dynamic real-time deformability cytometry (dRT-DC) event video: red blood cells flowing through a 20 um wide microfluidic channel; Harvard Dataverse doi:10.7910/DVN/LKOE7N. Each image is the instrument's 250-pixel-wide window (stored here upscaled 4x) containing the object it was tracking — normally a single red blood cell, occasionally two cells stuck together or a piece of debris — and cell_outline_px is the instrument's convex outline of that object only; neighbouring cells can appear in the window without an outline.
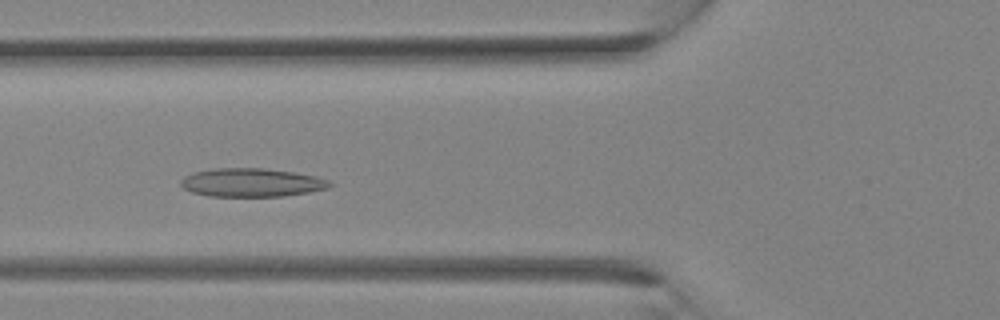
{"species": "Egyptian fruit bat (a non-hibernating species)", "species_latin": "Rousettus aegyptiacus", "temperature_condition": "room temperature", "stored_images_in_passage": 17, "camera_frame_rate_fps": 3000, "um_per_image_px": 0.085, "animal": {"sex": "female"}, "frame": {"image": 1, "passage_image": 9, "time_ms": 2.667, "image_size_px": [1000, 320], "cell_outline_px": [[336, 184], [328, 188], [308, 192], [284, 196], [208, 196], [192, 192], [184, 188], [180, 184], [180, 180], [184, 176], [192, 172], [212, 168], [264, 168], [292, 172], [316, 176], [328, 180]], "centroid_in_image_um": [21.38, 15.51], "position_along_channel_um": 104.4, "area_um2": 24.85}}
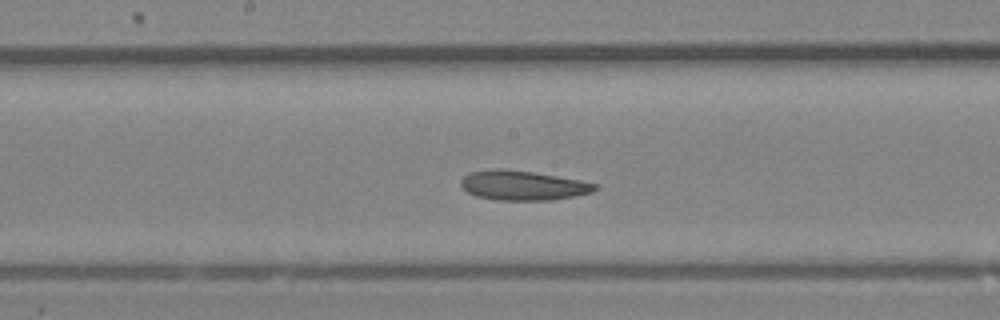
{"frame": {"image": 2, "passage_image": 14, "time_ms": 4.333, "image_size_px": [1000, 320], "cell_outline_px": [[600, 184], [592, 192], [552, 200], [496, 200], [476, 196], [468, 192], [460, 184], [460, 180], [468, 172], [496, 168], [532, 172], [580, 180]], "centroid_in_image_um": [44.42, 15.76], "position_along_channel_um": 203.8, "area_um2": 23.0}}
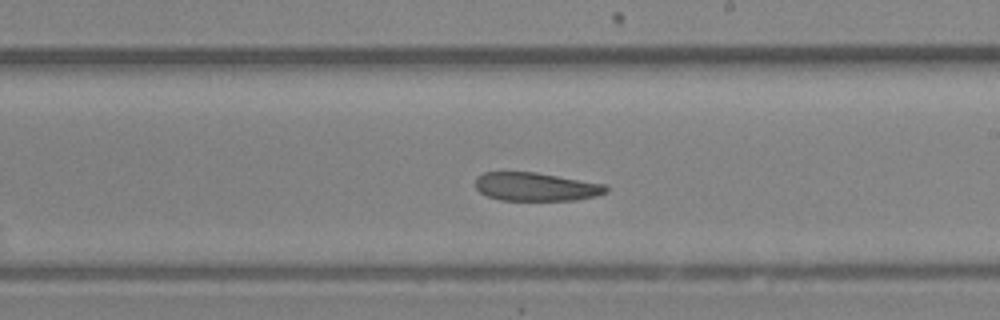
{"frame": {"image": 3, "passage_image": 16, "time_ms": 5.0, "image_size_px": [1000, 320], "cell_outline_px": [[608, 192], [596, 196], [576, 200], [500, 200], [488, 196], [480, 192], [476, 188], [476, 176], [484, 172], [536, 172], [608, 184]], "centroid_in_image_um": [45.6, 15.87], "position_along_channel_um": 243.4, "area_um2": 21.85}}